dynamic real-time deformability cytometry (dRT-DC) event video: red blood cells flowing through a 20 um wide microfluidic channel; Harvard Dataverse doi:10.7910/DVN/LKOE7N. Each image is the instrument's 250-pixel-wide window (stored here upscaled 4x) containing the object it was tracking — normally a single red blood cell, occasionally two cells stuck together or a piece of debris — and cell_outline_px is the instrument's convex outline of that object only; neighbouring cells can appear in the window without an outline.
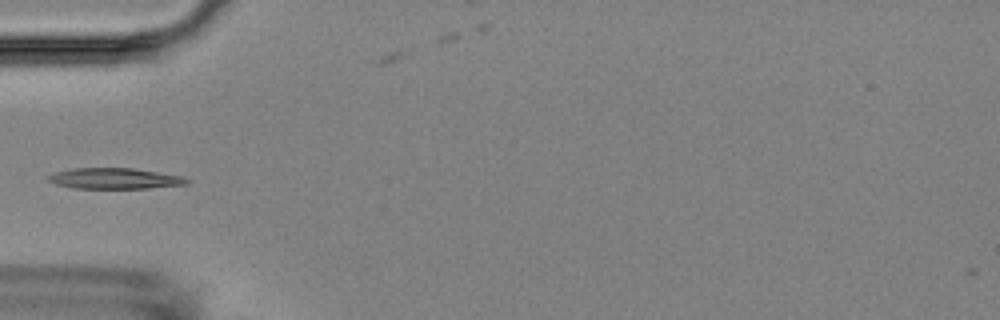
{"species": "Egyptian fruit bat (a non-hibernating species)", "species_latin": "Rousettus aegyptiacus", "temperature_condition": "room temperature", "stored_images_in_passage": 6, "camera_frame_rate_fps": 3000, "um_per_image_px": 0.085, "animal": {"sex": "female"}, "frame": {"image": 1, "passage_image": 5, "time_ms": 4.667, "image_size_px": [1000, 320], "cell_outline_px": [[192, 180], [188, 184], [148, 188], [72, 188], [56, 184], [44, 180], [44, 176], [56, 172], [72, 168], [132, 168], [184, 176]], "centroid_in_image_um": [9.72, 15.17], "position_along_channel_um": 75.3, "area_um2": 17.05}}